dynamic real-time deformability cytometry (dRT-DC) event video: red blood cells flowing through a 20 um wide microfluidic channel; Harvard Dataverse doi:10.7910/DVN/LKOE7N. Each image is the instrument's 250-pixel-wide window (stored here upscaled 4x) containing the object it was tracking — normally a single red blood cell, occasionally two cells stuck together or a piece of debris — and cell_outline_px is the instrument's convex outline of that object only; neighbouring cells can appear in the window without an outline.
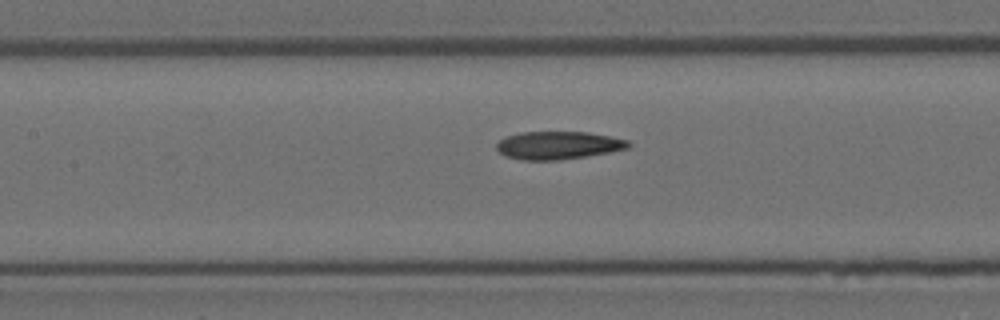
{"species": "Egyptian fruit bat (a non-hibernating species)", "species_latin": "Rousettus aegyptiacus", "temperature_condition": "room temperature", "stored_images_in_passage": 6, "camera_frame_rate_fps": 3000, "um_per_image_px": 0.085, "animal": {"sex": "female"}, "frame": {"image": 1, "passage_image": 6, "time_ms": 1.667, "image_size_px": [1000, 320], "cell_outline_px": [[632, 144], [628, 148], [608, 152], [560, 160], [524, 160], [504, 156], [496, 148], [496, 144], [500, 140], [508, 136], [520, 132], [588, 132], [612, 136], [628, 140]], "centroid_in_image_um": [47.45, 12.34], "position_along_channel_um": 159.9, "area_um2": 21.39}}